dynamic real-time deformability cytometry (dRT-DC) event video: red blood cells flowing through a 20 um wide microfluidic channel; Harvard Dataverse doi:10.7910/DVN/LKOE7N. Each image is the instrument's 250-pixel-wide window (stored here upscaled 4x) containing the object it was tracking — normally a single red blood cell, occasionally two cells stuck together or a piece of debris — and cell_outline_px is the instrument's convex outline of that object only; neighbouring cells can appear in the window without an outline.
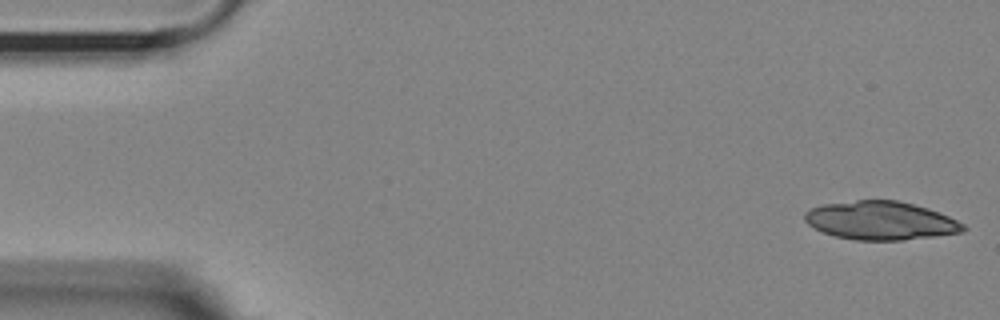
{"species": "Egyptian fruit bat (a non-hibernating species)", "species_latin": "Rousettus aegyptiacus", "temperature_condition": "room temperature", "stored_images_in_passage": 15, "camera_frame_rate_fps": 3000, "um_per_image_px": 0.085, "animal": {"sex": "female"}, "frame": {"image": 1, "passage_image": 1, "time_ms": 0.0, "image_size_px": [1000, 320], "cell_outline_px": [[968, 228], [964, 232], [904, 240], [856, 240], [836, 236], [824, 232], [808, 224], [804, 220], [804, 212], [812, 208], [824, 204], [856, 200], [896, 200], [928, 208], [948, 216], [964, 224]], "centroid_in_image_um": [74.87, 18.75], "position_along_channel_um": 10.1, "area_um2": 35.37}}